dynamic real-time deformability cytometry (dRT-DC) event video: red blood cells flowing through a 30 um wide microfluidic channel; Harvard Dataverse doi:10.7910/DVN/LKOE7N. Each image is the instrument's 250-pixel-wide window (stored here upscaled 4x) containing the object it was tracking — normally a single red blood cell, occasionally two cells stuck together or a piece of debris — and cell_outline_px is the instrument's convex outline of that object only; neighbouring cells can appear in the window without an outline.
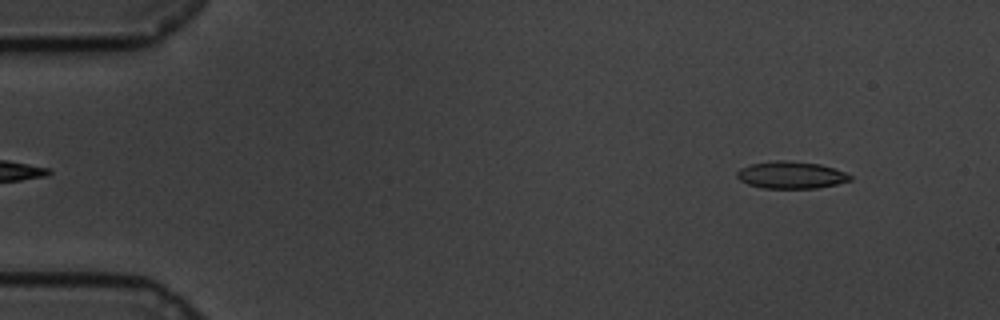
{"species": "common noctule bat (a hibernating species)", "species_latin": "Nyctalus noctula", "temperature_condition": "cold", "stored_images_in_passage": 55, "camera_frame_rate_fps": 3000, "um_per_image_px": 0.085, "animal": {"sex": "male", "body_mass_g": 19.5, "forearm_length_mm": 54.6}, "frame": {"image": 1, "passage_image": 2, "time_ms": 0.333, "image_size_px": [1000, 320], "cell_outline_px": [[852, 180], [836, 184], [816, 188], [764, 188], [748, 184], [740, 180], [736, 176], [736, 172], [740, 168], [748, 164], [776, 160], [788, 160], [820, 164], [844, 172], [852, 176]], "centroid_in_image_um": [67.2, 14.87], "position_along_channel_um": 17.8, "area_um2": 17.92}}
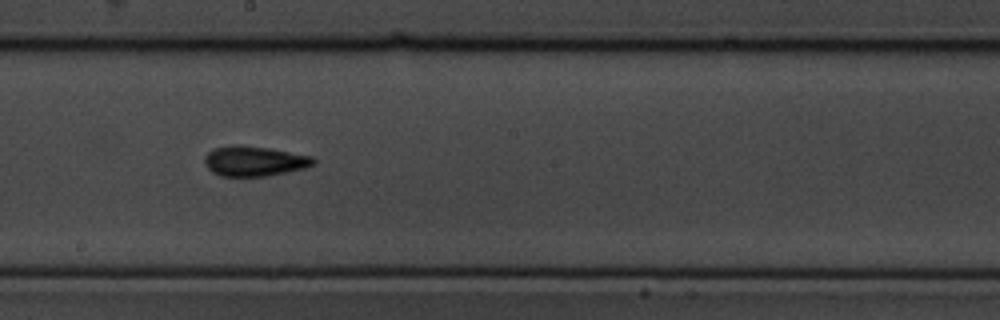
{"frame": {"image": 2, "passage_image": 29, "time_ms": 9.333, "image_size_px": [1000, 320], "cell_outline_px": [[316, 164], [304, 168], [288, 172], [264, 176], [220, 176], [212, 172], [208, 168], [204, 160], [204, 156], [208, 152], [216, 148], [268, 148], [312, 156], [316, 160]], "centroid_in_image_um": [21.67, 13.74], "position_along_channel_um": 226.5, "area_um2": 18.26}}
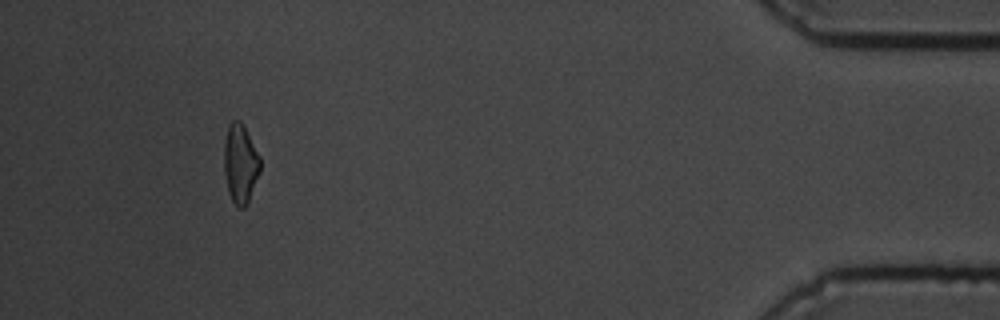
{"frame": {"image": 3, "passage_image": 51, "time_ms": 16.667, "image_size_px": [1000, 320], "cell_outline_px": [[260, 172], [248, 200], [244, 208], [240, 208], [232, 200], [228, 192], [224, 172], [224, 140], [228, 124], [232, 120], [240, 120], [260, 156]], "centroid_in_image_um": [20.41, 13.88], "position_along_channel_um": 414.8, "area_um2": 16.53}, "authors_computed_cell_mechanics": {"area_um2": 17.918, "velocity_mm_per_s": 3.4053, "shape_relaxation_time_tau1_ms": 5.1434, "shape_relaxation_time_tau2_ms": 3.7326, "deformation_change_tau1": 0.137, "deformation_change_tau2": 0.1185}}